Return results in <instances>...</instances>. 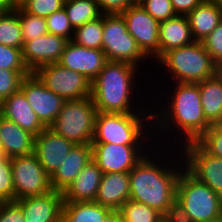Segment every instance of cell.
<instances>
[{
	"label": "cell",
	"mask_w": 222,
	"mask_h": 222,
	"mask_svg": "<svg viewBox=\"0 0 222 222\" xmlns=\"http://www.w3.org/2000/svg\"><path fill=\"white\" fill-rule=\"evenodd\" d=\"M162 219L165 222H193L185 211L184 206L177 199L162 214Z\"/></svg>",
	"instance_id": "b9f144b4"
},
{
	"label": "cell",
	"mask_w": 222,
	"mask_h": 222,
	"mask_svg": "<svg viewBox=\"0 0 222 222\" xmlns=\"http://www.w3.org/2000/svg\"><path fill=\"white\" fill-rule=\"evenodd\" d=\"M153 136V113L97 112L92 143L154 145Z\"/></svg>",
	"instance_id": "277c9868"
},
{
	"label": "cell",
	"mask_w": 222,
	"mask_h": 222,
	"mask_svg": "<svg viewBox=\"0 0 222 222\" xmlns=\"http://www.w3.org/2000/svg\"><path fill=\"white\" fill-rule=\"evenodd\" d=\"M209 222H222V217L219 218V219H216V220H214V221H209Z\"/></svg>",
	"instance_id": "681fc988"
},
{
	"label": "cell",
	"mask_w": 222,
	"mask_h": 222,
	"mask_svg": "<svg viewBox=\"0 0 222 222\" xmlns=\"http://www.w3.org/2000/svg\"><path fill=\"white\" fill-rule=\"evenodd\" d=\"M0 115L15 122L34 136H37L46 128L38 119L21 90L0 102Z\"/></svg>",
	"instance_id": "d6986e66"
},
{
	"label": "cell",
	"mask_w": 222,
	"mask_h": 222,
	"mask_svg": "<svg viewBox=\"0 0 222 222\" xmlns=\"http://www.w3.org/2000/svg\"><path fill=\"white\" fill-rule=\"evenodd\" d=\"M65 0H27L20 7L29 14L47 18L64 7Z\"/></svg>",
	"instance_id": "d590c367"
},
{
	"label": "cell",
	"mask_w": 222,
	"mask_h": 222,
	"mask_svg": "<svg viewBox=\"0 0 222 222\" xmlns=\"http://www.w3.org/2000/svg\"><path fill=\"white\" fill-rule=\"evenodd\" d=\"M68 41L65 37L49 33L27 41L22 49L24 63L30 72L43 65L57 63Z\"/></svg>",
	"instance_id": "2e32d148"
},
{
	"label": "cell",
	"mask_w": 222,
	"mask_h": 222,
	"mask_svg": "<svg viewBox=\"0 0 222 222\" xmlns=\"http://www.w3.org/2000/svg\"><path fill=\"white\" fill-rule=\"evenodd\" d=\"M176 199L193 222H209L222 217V197L185 167L177 181Z\"/></svg>",
	"instance_id": "8992f818"
},
{
	"label": "cell",
	"mask_w": 222,
	"mask_h": 222,
	"mask_svg": "<svg viewBox=\"0 0 222 222\" xmlns=\"http://www.w3.org/2000/svg\"><path fill=\"white\" fill-rule=\"evenodd\" d=\"M161 83L156 85L162 87V92L158 91L160 96L154 97L155 101L154 98L151 99L154 102L151 104L156 145L181 148L186 143L196 142L212 125L204 115L198 83L175 82L168 86H163L164 82ZM167 88L172 91L168 89L165 92Z\"/></svg>",
	"instance_id": "6da1fadb"
},
{
	"label": "cell",
	"mask_w": 222,
	"mask_h": 222,
	"mask_svg": "<svg viewBox=\"0 0 222 222\" xmlns=\"http://www.w3.org/2000/svg\"><path fill=\"white\" fill-rule=\"evenodd\" d=\"M107 62L103 50L87 48L69 40L58 63L92 82Z\"/></svg>",
	"instance_id": "e0dca14e"
},
{
	"label": "cell",
	"mask_w": 222,
	"mask_h": 222,
	"mask_svg": "<svg viewBox=\"0 0 222 222\" xmlns=\"http://www.w3.org/2000/svg\"><path fill=\"white\" fill-rule=\"evenodd\" d=\"M15 201L22 208L24 222H62V192L52 190L42 196H30Z\"/></svg>",
	"instance_id": "ac0fdd59"
},
{
	"label": "cell",
	"mask_w": 222,
	"mask_h": 222,
	"mask_svg": "<svg viewBox=\"0 0 222 222\" xmlns=\"http://www.w3.org/2000/svg\"><path fill=\"white\" fill-rule=\"evenodd\" d=\"M18 15L24 44L27 41L48 34L46 18L29 14L21 7H18Z\"/></svg>",
	"instance_id": "1f68e13d"
},
{
	"label": "cell",
	"mask_w": 222,
	"mask_h": 222,
	"mask_svg": "<svg viewBox=\"0 0 222 222\" xmlns=\"http://www.w3.org/2000/svg\"><path fill=\"white\" fill-rule=\"evenodd\" d=\"M185 168L222 197V159L206 153L196 142L181 148Z\"/></svg>",
	"instance_id": "4fadbf2b"
},
{
	"label": "cell",
	"mask_w": 222,
	"mask_h": 222,
	"mask_svg": "<svg viewBox=\"0 0 222 222\" xmlns=\"http://www.w3.org/2000/svg\"><path fill=\"white\" fill-rule=\"evenodd\" d=\"M121 15L126 22L127 32L136 40L141 51L151 59L149 64L154 65L159 59L160 21L153 18L139 3L130 5Z\"/></svg>",
	"instance_id": "8fae6325"
},
{
	"label": "cell",
	"mask_w": 222,
	"mask_h": 222,
	"mask_svg": "<svg viewBox=\"0 0 222 222\" xmlns=\"http://www.w3.org/2000/svg\"><path fill=\"white\" fill-rule=\"evenodd\" d=\"M187 19L193 39L203 41L222 21V8L218 0H204Z\"/></svg>",
	"instance_id": "cb8c5ba5"
},
{
	"label": "cell",
	"mask_w": 222,
	"mask_h": 222,
	"mask_svg": "<svg viewBox=\"0 0 222 222\" xmlns=\"http://www.w3.org/2000/svg\"><path fill=\"white\" fill-rule=\"evenodd\" d=\"M218 2H219L220 6L222 8V0H218Z\"/></svg>",
	"instance_id": "816d5d0a"
},
{
	"label": "cell",
	"mask_w": 222,
	"mask_h": 222,
	"mask_svg": "<svg viewBox=\"0 0 222 222\" xmlns=\"http://www.w3.org/2000/svg\"><path fill=\"white\" fill-rule=\"evenodd\" d=\"M198 87L206 119L212 125L222 124V77L217 72L198 82Z\"/></svg>",
	"instance_id": "484cf974"
},
{
	"label": "cell",
	"mask_w": 222,
	"mask_h": 222,
	"mask_svg": "<svg viewBox=\"0 0 222 222\" xmlns=\"http://www.w3.org/2000/svg\"><path fill=\"white\" fill-rule=\"evenodd\" d=\"M64 9L73 29L102 15L97 0H65Z\"/></svg>",
	"instance_id": "83f0119b"
},
{
	"label": "cell",
	"mask_w": 222,
	"mask_h": 222,
	"mask_svg": "<svg viewBox=\"0 0 222 222\" xmlns=\"http://www.w3.org/2000/svg\"><path fill=\"white\" fill-rule=\"evenodd\" d=\"M122 222H159L162 214L143 203L127 200L119 209Z\"/></svg>",
	"instance_id": "4dcf8cb0"
},
{
	"label": "cell",
	"mask_w": 222,
	"mask_h": 222,
	"mask_svg": "<svg viewBox=\"0 0 222 222\" xmlns=\"http://www.w3.org/2000/svg\"><path fill=\"white\" fill-rule=\"evenodd\" d=\"M0 222H24L21 206L14 201H3L0 206Z\"/></svg>",
	"instance_id": "60d3db41"
},
{
	"label": "cell",
	"mask_w": 222,
	"mask_h": 222,
	"mask_svg": "<svg viewBox=\"0 0 222 222\" xmlns=\"http://www.w3.org/2000/svg\"><path fill=\"white\" fill-rule=\"evenodd\" d=\"M34 144L35 136L33 134L0 115V145L5 157L32 154Z\"/></svg>",
	"instance_id": "44dd1931"
},
{
	"label": "cell",
	"mask_w": 222,
	"mask_h": 222,
	"mask_svg": "<svg viewBox=\"0 0 222 222\" xmlns=\"http://www.w3.org/2000/svg\"><path fill=\"white\" fill-rule=\"evenodd\" d=\"M103 14L74 29V43L92 49L102 50Z\"/></svg>",
	"instance_id": "f546056e"
},
{
	"label": "cell",
	"mask_w": 222,
	"mask_h": 222,
	"mask_svg": "<svg viewBox=\"0 0 222 222\" xmlns=\"http://www.w3.org/2000/svg\"><path fill=\"white\" fill-rule=\"evenodd\" d=\"M49 34L59 35L72 40L74 29L69 22L64 7L46 18Z\"/></svg>",
	"instance_id": "e575fe53"
},
{
	"label": "cell",
	"mask_w": 222,
	"mask_h": 222,
	"mask_svg": "<svg viewBox=\"0 0 222 222\" xmlns=\"http://www.w3.org/2000/svg\"><path fill=\"white\" fill-rule=\"evenodd\" d=\"M135 3H139L141 2L142 0H133Z\"/></svg>",
	"instance_id": "f907efd6"
},
{
	"label": "cell",
	"mask_w": 222,
	"mask_h": 222,
	"mask_svg": "<svg viewBox=\"0 0 222 222\" xmlns=\"http://www.w3.org/2000/svg\"><path fill=\"white\" fill-rule=\"evenodd\" d=\"M218 73L222 77V63L218 65Z\"/></svg>",
	"instance_id": "c3c4849f"
},
{
	"label": "cell",
	"mask_w": 222,
	"mask_h": 222,
	"mask_svg": "<svg viewBox=\"0 0 222 222\" xmlns=\"http://www.w3.org/2000/svg\"><path fill=\"white\" fill-rule=\"evenodd\" d=\"M91 144L92 159L103 173L130 172L141 161V159L151 149H153L154 146H156L122 145L115 143Z\"/></svg>",
	"instance_id": "7c38bea8"
},
{
	"label": "cell",
	"mask_w": 222,
	"mask_h": 222,
	"mask_svg": "<svg viewBox=\"0 0 222 222\" xmlns=\"http://www.w3.org/2000/svg\"><path fill=\"white\" fill-rule=\"evenodd\" d=\"M102 175L92 159L63 192L64 202L95 201Z\"/></svg>",
	"instance_id": "603a6c76"
},
{
	"label": "cell",
	"mask_w": 222,
	"mask_h": 222,
	"mask_svg": "<svg viewBox=\"0 0 222 222\" xmlns=\"http://www.w3.org/2000/svg\"><path fill=\"white\" fill-rule=\"evenodd\" d=\"M97 2L102 14H121L135 3L133 0H97Z\"/></svg>",
	"instance_id": "7bdbcfd3"
},
{
	"label": "cell",
	"mask_w": 222,
	"mask_h": 222,
	"mask_svg": "<svg viewBox=\"0 0 222 222\" xmlns=\"http://www.w3.org/2000/svg\"><path fill=\"white\" fill-rule=\"evenodd\" d=\"M152 150L129 172L130 200L143 203L163 214L176 199L177 181L185 163L180 148L156 145Z\"/></svg>",
	"instance_id": "7a4b0ae2"
},
{
	"label": "cell",
	"mask_w": 222,
	"mask_h": 222,
	"mask_svg": "<svg viewBox=\"0 0 222 222\" xmlns=\"http://www.w3.org/2000/svg\"><path fill=\"white\" fill-rule=\"evenodd\" d=\"M96 114L91 97L66 100L50 128L74 144H89L94 136Z\"/></svg>",
	"instance_id": "ba28073f"
},
{
	"label": "cell",
	"mask_w": 222,
	"mask_h": 222,
	"mask_svg": "<svg viewBox=\"0 0 222 222\" xmlns=\"http://www.w3.org/2000/svg\"><path fill=\"white\" fill-rule=\"evenodd\" d=\"M15 9L11 3V0H0V15L8 14Z\"/></svg>",
	"instance_id": "f6af8a7d"
},
{
	"label": "cell",
	"mask_w": 222,
	"mask_h": 222,
	"mask_svg": "<svg viewBox=\"0 0 222 222\" xmlns=\"http://www.w3.org/2000/svg\"><path fill=\"white\" fill-rule=\"evenodd\" d=\"M0 44L23 49L24 39L19 22L18 7L0 15Z\"/></svg>",
	"instance_id": "f1b7e54d"
},
{
	"label": "cell",
	"mask_w": 222,
	"mask_h": 222,
	"mask_svg": "<svg viewBox=\"0 0 222 222\" xmlns=\"http://www.w3.org/2000/svg\"><path fill=\"white\" fill-rule=\"evenodd\" d=\"M20 90L26 96L40 122L45 127H50L66 100L47 89L34 72L24 77Z\"/></svg>",
	"instance_id": "5bb4252c"
},
{
	"label": "cell",
	"mask_w": 222,
	"mask_h": 222,
	"mask_svg": "<svg viewBox=\"0 0 222 222\" xmlns=\"http://www.w3.org/2000/svg\"><path fill=\"white\" fill-rule=\"evenodd\" d=\"M91 160L92 144H75L51 176L52 189L63 193Z\"/></svg>",
	"instance_id": "ffe728a7"
},
{
	"label": "cell",
	"mask_w": 222,
	"mask_h": 222,
	"mask_svg": "<svg viewBox=\"0 0 222 222\" xmlns=\"http://www.w3.org/2000/svg\"><path fill=\"white\" fill-rule=\"evenodd\" d=\"M139 67L126 62L108 61L97 77L91 83V98L96 107L97 112L102 113H153L151 96L147 93L148 99H145L146 91H150V84L147 85L146 80H153L151 77H146L141 84L140 74L148 72H140ZM139 75H138V74ZM137 78H139L137 80ZM139 81V82H138ZM138 82V83H137ZM141 85H140V84ZM137 84V85H136ZM141 86V91L139 87ZM145 86L142 89L143 86ZM147 85V86H146ZM141 92H135V90ZM148 89V90H147ZM144 94H143V92ZM144 96H142V95ZM134 96V97H133ZM140 98H139V97ZM141 96L144 98H141ZM136 97V98H135ZM136 99V100H135ZM140 99V100H138ZM150 99V100H149ZM145 102V103H143ZM145 100V101H144ZM147 100V101H146ZM149 100V101H148ZM139 102V103H138ZM148 102V104L146 103ZM136 103V104H135ZM150 103V104H149ZM138 104V105H137ZM147 104V105H146ZM145 105V106H144ZM150 105V106H149ZM142 107V108H141ZM146 107V108H145ZM149 111H148V110Z\"/></svg>",
	"instance_id": "3957f363"
},
{
	"label": "cell",
	"mask_w": 222,
	"mask_h": 222,
	"mask_svg": "<svg viewBox=\"0 0 222 222\" xmlns=\"http://www.w3.org/2000/svg\"><path fill=\"white\" fill-rule=\"evenodd\" d=\"M204 0H171L176 15L187 16Z\"/></svg>",
	"instance_id": "ee69618b"
},
{
	"label": "cell",
	"mask_w": 222,
	"mask_h": 222,
	"mask_svg": "<svg viewBox=\"0 0 222 222\" xmlns=\"http://www.w3.org/2000/svg\"><path fill=\"white\" fill-rule=\"evenodd\" d=\"M45 87L65 100L91 97V83L84 75L53 63L39 67L34 72Z\"/></svg>",
	"instance_id": "30bf717a"
},
{
	"label": "cell",
	"mask_w": 222,
	"mask_h": 222,
	"mask_svg": "<svg viewBox=\"0 0 222 222\" xmlns=\"http://www.w3.org/2000/svg\"><path fill=\"white\" fill-rule=\"evenodd\" d=\"M102 222H122V218L118 210H112Z\"/></svg>",
	"instance_id": "bcb514c9"
},
{
	"label": "cell",
	"mask_w": 222,
	"mask_h": 222,
	"mask_svg": "<svg viewBox=\"0 0 222 222\" xmlns=\"http://www.w3.org/2000/svg\"><path fill=\"white\" fill-rule=\"evenodd\" d=\"M141 6L153 18L164 21L176 16L171 0H142Z\"/></svg>",
	"instance_id": "f35d334b"
},
{
	"label": "cell",
	"mask_w": 222,
	"mask_h": 222,
	"mask_svg": "<svg viewBox=\"0 0 222 222\" xmlns=\"http://www.w3.org/2000/svg\"><path fill=\"white\" fill-rule=\"evenodd\" d=\"M75 144L46 127L35 136L34 153L45 172L51 177Z\"/></svg>",
	"instance_id": "9a60e30c"
},
{
	"label": "cell",
	"mask_w": 222,
	"mask_h": 222,
	"mask_svg": "<svg viewBox=\"0 0 222 222\" xmlns=\"http://www.w3.org/2000/svg\"><path fill=\"white\" fill-rule=\"evenodd\" d=\"M102 50L107 61L130 63L141 70L144 66L142 72H151L146 68L150 67L146 64L149 58L127 32L126 22L121 14H103Z\"/></svg>",
	"instance_id": "52a82bcc"
},
{
	"label": "cell",
	"mask_w": 222,
	"mask_h": 222,
	"mask_svg": "<svg viewBox=\"0 0 222 222\" xmlns=\"http://www.w3.org/2000/svg\"><path fill=\"white\" fill-rule=\"evenodd\" d=\"M0 69L29 70L24 63L22 49L0 44Z\"/></svg>",
	"instance_id": "74e56055"
},
{
	"label": "cell",
	"mask_w": 222,
	"mask_h": 222,
	"mask_svg": "<svg viewBox=\"0 0 222 222\" xmlns=\"http://www.w3.org/2000/svg\"><path fill=\"white\" fill-rule=\"evenodd\" d=\"M0 199L14 201V185L10 158L0 153Z\"/></svg>",
	"instance_id": "8d00e7d4"
},
{
	"label": "cell",
	"mask_w": 222,
	"mask_h": 222,
	"mask_svg": "<svg viewBox=\"0 0 222 222\" xmlns=\"http://www.w3.org/2000/svg\"><path fill=\"white\" fill-rule=\"evenodd\" d=\"M27 0H11V3L14 8L20 7L22 4H24Z\"/></svg>",
	"instance_id": "7dc6e473"
},
{
	"label": "cell",
	"mask_w": 222,
	"mask_h": 222,
	"mask_svg": "<svg viewBox=\"0 0 222 222\" xmlns=\"http://www.w3.org/2000/svg\"><path fill=\"white\" fill-rule=\"evenodd\" d=\"M129 199V172L103 173L94 202L112 210H118Z\"/></svg>",
	"instance_id": "7402d4cb"
},
{
	"label": "cell",
	"mask_w": 222,
	"mask_h": 222,
	"mask_svg": "<svg viewBox=\"0 0 222 222\" xmlns=\"http://www.w3.org/2000/svg\"><path fill=\"white\" fill-rule=\"evenodd\" d=\"M30 70L0 69V102L20 90L22 80Z\"/></svg>",
	"instance_id": "d6a6232c"
},
{
	"label": "cell",
	"mask_w": 222,
	"mask_h": 222,
	"mask_svg": "<svg viewBox=\"0 0 222 222\" xmlns=\"http://www.w3.org/2000/svg\"><path fill=\"white\" fill-rule=\"evenodd\" d=\"M196 143L209 155L222 159V125H211Z\"/></svg>",
	"instance_id": "836d02e7"
},
{
	"label": "cell",
	"mask_w": 222,
	"mask_h": 222,
	"mask_svg": "<svg viewBox=\"0 0 222 222\" xmlns=\"http://www.w3.org/2000/svg\"><path fill=\"white\" fill-rule=\"evenodd\" d=\"M194 41L187 16L176 15L160 21L159 58L171 49L192 44Z\"/></svg>",
	"instance_id": "d4e9b609"
},
{
	"label": "cell",
	"mask_w": 222,
	"mask_h": 222,
	"mask_svg": "<svg viewBox=\"0 0 222 222\" xmlns=\"http://www.w3.org/2000/svg\"><path fill=\"white\" fill-rule=\"evenodd\" d=\"M202 43L213 61L220 65L222 63V21Z\"/></svg>",
	"instance_id": "ab89813d"
},
{
	"label": "cell",
	"mask_w": 222,
	"mask_h": 222,
	"mask_svg": "<svg viewBox=\"0 0 222 222\" xmlns=\"http://www.w3.org/2000/svg\"><path fill=\"white\" fill-rule=\"evenodd\" d=\"M111 211L94 201L64 202L62 222H102Z\"/></svg>",
	"instance_id": "4316f807"
},
{
	"label": "cell",
	"mask_w": 222,
	"mask_h": 222,
	"mask_svg": "<svg viewBox=\"0 0 222 222\" xmlns=\"http://www.w3.org/2000/svg\"><path fill=\"white\" fill-rule=\"evenodd\" d=\"M155 66H161L155 70L162 69V74L167 73L162 75L163 78L167 76V85L169 80L171 83H198L218 72V65L207 53L202 41H194L192 44L165 52L155 62Z\"/></svg>",
	"instance_id": "5b68a950"
},
{
	"label": "cell",
	"mask_w": 222,
	"mask_h": 222,
	"mask_svg": "<svg viewBox=\"0 0 222 222\" xmlns=\"http://www.w3.org/2000/svg\"><path fill=\"white\" fill-rule=\"evenodd\" d=\"M14 200L42 196L52 191L51 177L45 172L36 154L10 158Z\"/></svg>",
	"instance_id": "9c48e42d"
}]
</instances>
